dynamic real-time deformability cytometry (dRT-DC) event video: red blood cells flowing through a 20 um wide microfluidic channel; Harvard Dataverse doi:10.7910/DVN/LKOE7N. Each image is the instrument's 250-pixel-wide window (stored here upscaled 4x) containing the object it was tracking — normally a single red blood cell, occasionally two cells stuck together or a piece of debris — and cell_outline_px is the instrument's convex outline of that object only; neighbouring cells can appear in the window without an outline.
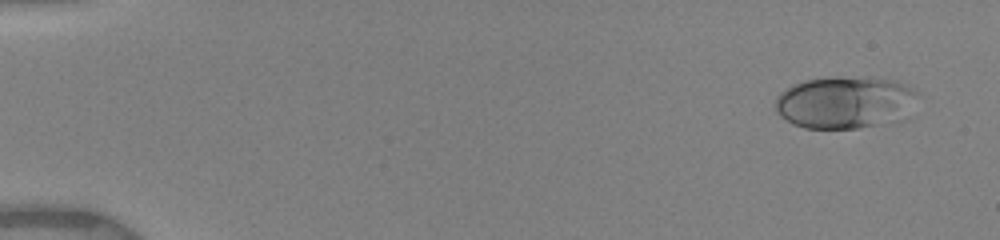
{"species": "human", "species_latin": "Homo sapiens", "temperature_condition": "warm", "stored_images_in_passage": 35, "camera_frame_rate_fps": 3000, "um_per_image_px": 0.085, "donor": {"sex": "female"}, "frame": {"image": 1, "passage_image": 4, "time_ms": 0.667, "image_size_px": [1000, 240], "cell_outline_px": [[920, 96], [908, 120], [856, 128], [804, 128], [792, 124], [780, 116], [776, 112], [776, 96], [780, 92], [792, 84], [804, 80], [832, 76], [872, 76], [896, 80], [916, 88]], "centroid_in_image_um": [71.94, 8.68], "position_along_channel_um": 13.1, "area_um2": 45.14}}
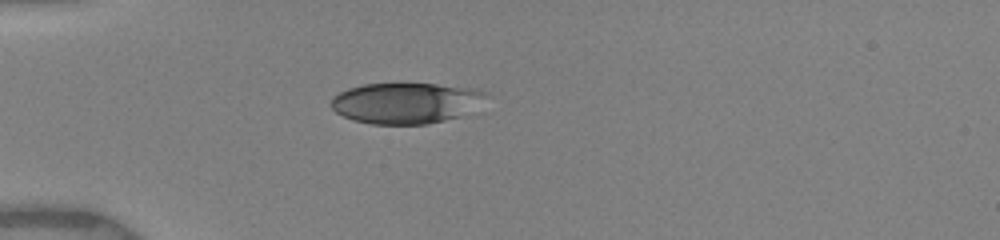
{"frame": {"image": 2, "passage_image": 28, "time_ms": 4.667, "image_size_px": [1000, 240], "cell_outline_px": [[492, 96], [460, 116], [428, 124], [372, 124], [352, 120], [336, 112], [332, 108], [332, 96], [348, 88], [364, 84], [436, 84], [468, 88], [484, 92]], "centroid_in_image_um": [34.48, 8.76], "position_along_channel_um": 50.5, "area_um2": 36.65}}